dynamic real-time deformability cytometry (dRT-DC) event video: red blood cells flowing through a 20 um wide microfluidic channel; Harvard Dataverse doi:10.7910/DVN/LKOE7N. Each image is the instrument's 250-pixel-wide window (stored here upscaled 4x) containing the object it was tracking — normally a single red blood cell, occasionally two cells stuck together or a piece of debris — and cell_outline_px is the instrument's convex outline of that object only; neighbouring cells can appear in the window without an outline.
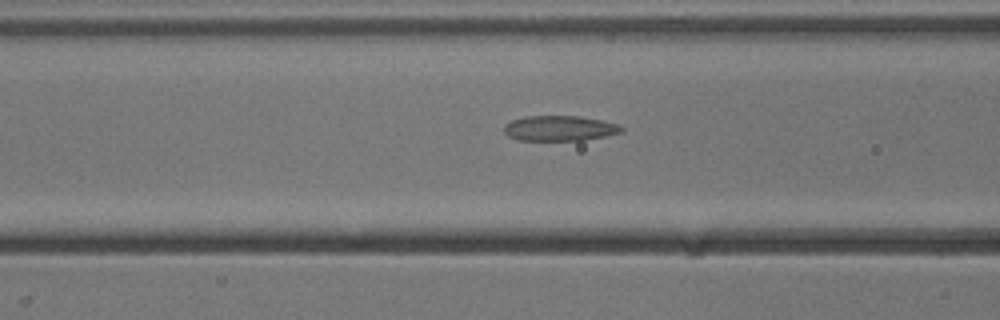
{"species": "common noctule bat (a hibernating species)", "species_latin": "Nyctalus noctula", "temperature_condition": "cold", "stored_images_in_passage": 14, "camera_frame_rate_fps": 3000, "um_per_image_px": 0.085, "animal": {"sex": "male", "body_mass_g": 13.3}, "frame": {"image": 1, "passage_image": 12, "time_ms": 3.667, "image_size_px": [1000, 320], "cell_outline_px": [[624, 132], [584, 140], [516, 140], [508, 136], [504, 132], [504, 124], [512, 120], [524, 116], [580, 116], [620, 124], [624, 128]], "centroid_in_image_um": [47.57, 10.9], "position_along_channel_um": 119.0, "area_um2": 17.4}}